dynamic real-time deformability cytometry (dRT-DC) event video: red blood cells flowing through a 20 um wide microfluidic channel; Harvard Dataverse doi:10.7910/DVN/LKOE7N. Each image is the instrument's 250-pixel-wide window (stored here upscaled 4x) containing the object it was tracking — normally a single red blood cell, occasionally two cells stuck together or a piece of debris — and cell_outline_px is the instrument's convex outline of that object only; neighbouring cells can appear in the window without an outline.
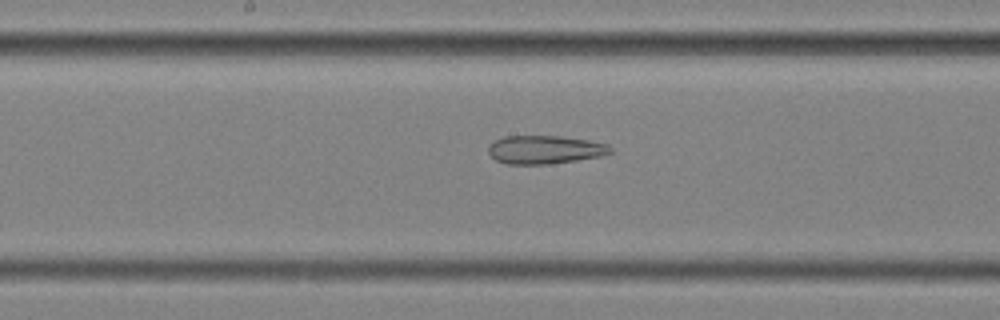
{"species": "common noctule bat (a hibernating species)", "species_latin": "Nyctalus noctula", "temperature_condition": "cold", "stored_images_in_passage": 57, "camera_frame_rate_fps": 3000, "um_per_image_px": 0.085, "animal": {"sex": "female", "body_mass_g": 25.1}, "frame": {"image": 1, "passage_image": 30, "time_ms": 9.667, "image_size_px": [1000, 320], "cell_outline_px": [[612, 152], [600, 156], [576, 160], [548, 164], [504, 164], [496, 160], [488, 152], [488, 148], [496, 140], [504, 136], [560, 136], [588, 140], [608, 144], [612, 148]], "centroid_in_image_um": [46.32, 12.72], "position_along_channel_um": 201.9, "area_um2": 20.06}}
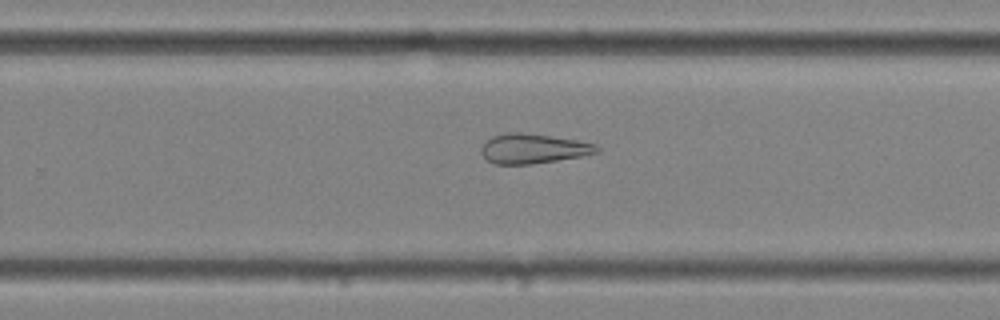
{"frame": {"image": 2, "passage_image": 37, "time_ms": 12.0, "image_size_px": [1000, 320], "cell_outline_px": [[600, 152], [580, 156], [532, 164], [496, 164], [488, 160], [480, 152], [480, 148], [492, 136], [508, 132], [520, 132], [576, 140], [596, 144], [600, 148]], "centroid_in_image_um": [45.32, 12.63], "position_along_channel_um": 284.5, "area_um2": 19.77}}
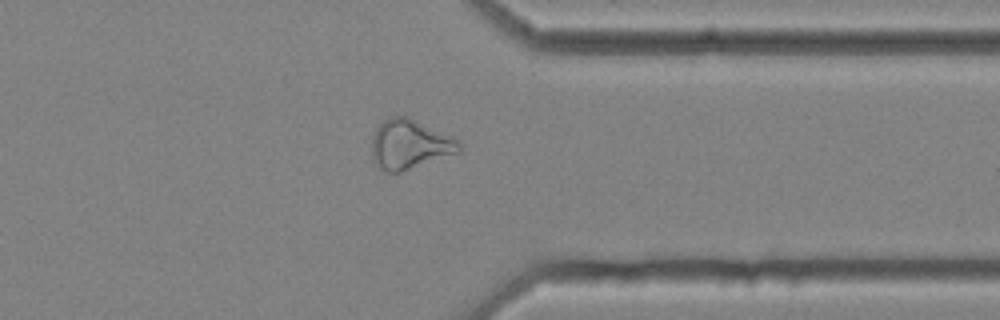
{"frame": {"image": 3, "passage_image": 45, "time_ms": 14.667, "image_size_px": [1000, 320], "cell_outline_px": [[460, 152], [400, 172], [388, 172], [380, 168], [372, 156], [372, 136], [376, 128], [384, 120], [392, 116], [408, 116], [452, 136], [460, 140]], "centroid_in_image_um": [34.83, 12.25], "position_along_channel_um": 376.6, "area_um2": 25.09}, "authors_computed_cell_mechanics": {"area_um2": 26.6458, "velocity_mm_per_s": 3.5488, "shape_relaxation_time_tau1_ms": null, "shape_relaxation_time_tau2_ms": 3.8083, "deformation_change_tau1": null, "deformation_change_tau2": 0.1433}}